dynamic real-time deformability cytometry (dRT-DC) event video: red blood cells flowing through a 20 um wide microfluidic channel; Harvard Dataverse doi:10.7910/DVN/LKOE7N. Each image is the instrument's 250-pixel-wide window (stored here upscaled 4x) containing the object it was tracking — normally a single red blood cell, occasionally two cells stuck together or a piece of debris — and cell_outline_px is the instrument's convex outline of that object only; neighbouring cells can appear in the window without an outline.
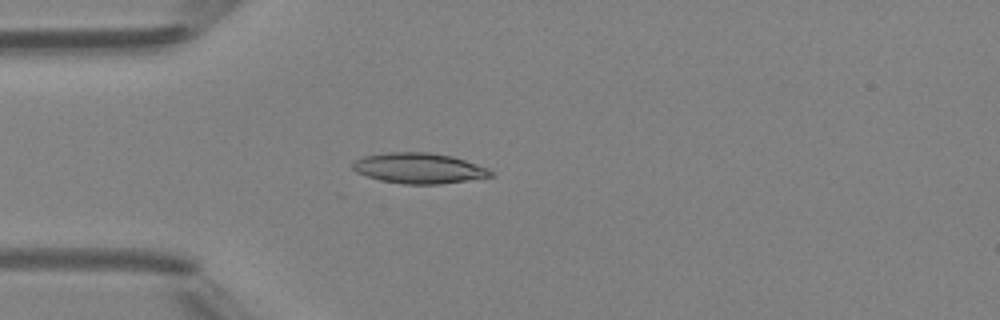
{"species": "Egyptian fruit bat (a non-hibernating species)", "species_latin": "Rousettus aegyptiacus", "temperature_condition": "room temperature", "stored_images_in_passage": 3, "camera_frame_rate_fps": 3000, "um_per_image_px": 0.085, "animal": {"sex": "female"}, "frame": {"image": 1, "passage_image": 3, "time_ms": 3.333, "image_size_px": [1000, 320], "cell_outline_px": [[496, 176], [440, 184], [404, 184], [380, 180], [356, 172], [352, 168], [352, 164], [356, 160], [364, 156], [388, 152], [428, 152], [452, 156], [488, 168]], "centroid_in_image_um": [35.63, 14.3], "position_along_channel_um": 49.4, "area_um2": 24.45}}